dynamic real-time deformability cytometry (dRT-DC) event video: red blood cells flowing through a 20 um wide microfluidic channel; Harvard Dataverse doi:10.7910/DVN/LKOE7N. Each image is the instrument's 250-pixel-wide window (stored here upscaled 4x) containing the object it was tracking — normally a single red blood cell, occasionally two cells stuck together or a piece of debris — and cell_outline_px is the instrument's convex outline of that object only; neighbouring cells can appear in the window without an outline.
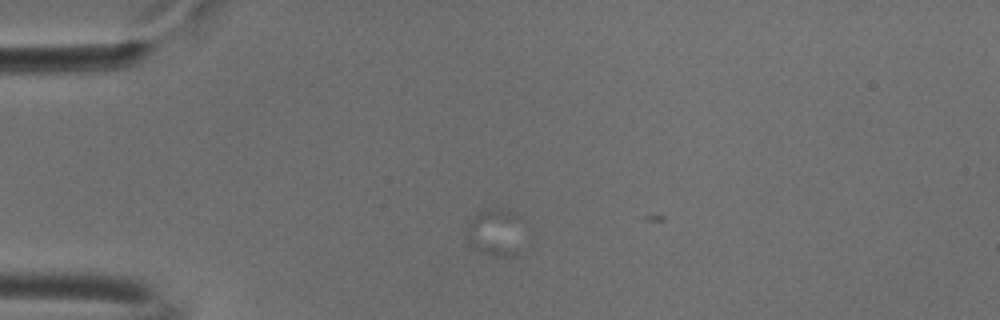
{"species": "common noctule bat (a hibernating species)", "species_latin": "Nyctalus noctula", "temperature_condition": "cold", "stored_images_in_passage": 12, "camera_frame_rate_fps": 3000, "um_per_image_px": 0.085, "animal": {"sex": "male", "body_mass_g": 18.8}, "frame": {"image": 1, "passage_image": 5, "time_ms": 1.333, "image_size_px": [1000, 320], "cell_outline_px": [[520, 216], [516, 256], [492, 256], [472, 248], [468, 240], [468, 220], [476, 212], [484, 208], [508, 208]], "centroid_in_image_um": [42.03, 19.69], "position_along_channel_um": 43.0, "area_um2": 15.61}}